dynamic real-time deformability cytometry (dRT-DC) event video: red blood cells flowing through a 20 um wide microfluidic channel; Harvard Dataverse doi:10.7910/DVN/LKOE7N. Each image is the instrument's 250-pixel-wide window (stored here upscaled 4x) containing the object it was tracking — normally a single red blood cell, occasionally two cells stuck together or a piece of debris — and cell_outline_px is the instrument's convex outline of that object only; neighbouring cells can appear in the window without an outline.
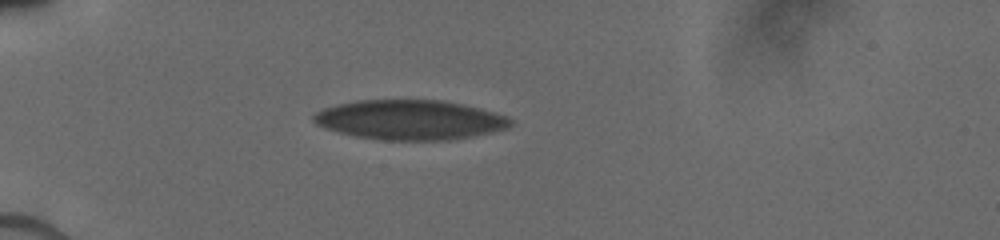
{"species": "human", "species_latin": "Homo sapiens", "temperature_condition": "cold", "stored_images_in_passage": 43, "camera_frame_rate_fps": 3000, "um_per_image_px": 0.085, "donor": {"sex": "male"}, "frame": {"image": 1, "passage_image": 1, "time_ms": 0.0, "image_size_px": [1000, 240], "cell_outline_px": [[512, 124], [508, 128], [492, 132], [472, 136], [448, 140], [384, 140], [356, 136], [324, 128], [316, 124], [312, 120], [312, 116], [316, 112], [324, 108], [336, 104], [356, 100], [444, 100], [464, 104], [480, 108], [508, 116], [512, 120]], "centroid_in_image_um": [34.85, 10.18], "position_along_channel_um": 50.2, "area_um2": 45.72}}
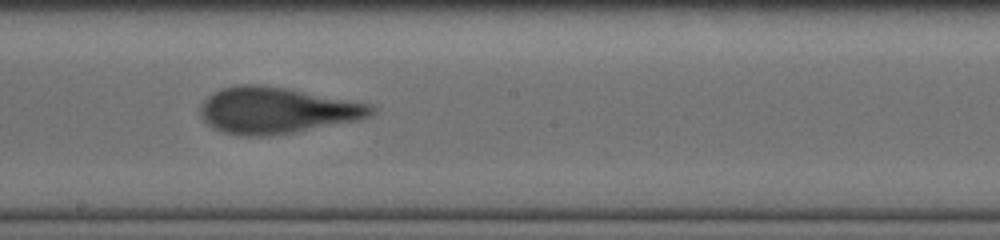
{"frame": {"image": 2, "passage_image": 19, "time_ms": 5.0, "image_size_px": [1000, 240], "cell_outline_px": [[376, 112], [360, 120], [296, 132], [268, 136], [244, 136], [224, 132], [212, 128], [200, 116], [200, 104], [212, 92], [220, 88], [240, 84], [260, 84], [288, 88], [372, 104], [376, 108]], "centroid_in_image_um": [23.52, 9.38], "position_along_channel_um": 224.7, "area_um2": 46.59}}
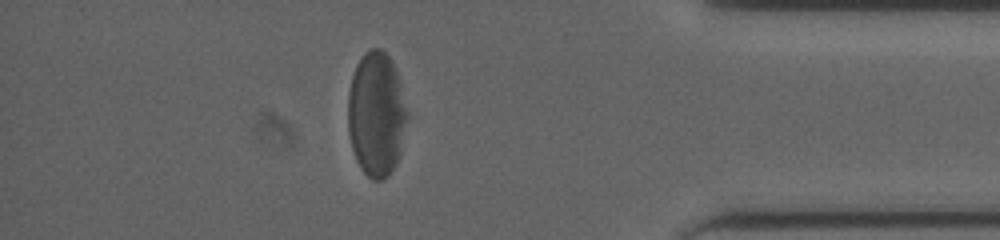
{"frame": {"image": 3, "passage_image": 37, "time_ms": 10.0, "image_size_px": [1000, 240], "cell_outline_px": [[408, 116], [400, 152], [396, 164], [388, 176], [384, 180], [372, 180], [360, 168], [356, 160], [352, 148], [348, 132], [348, 92], [352, 76], [356, 64], [364, 52], [368, 48], [380, 48], [392, 60], [400, 80], [408, 112]], "centroid_in_image_um": [31.99, 9.69], "position_along_channel_um": 403.2, "area_um2": 43.52}}